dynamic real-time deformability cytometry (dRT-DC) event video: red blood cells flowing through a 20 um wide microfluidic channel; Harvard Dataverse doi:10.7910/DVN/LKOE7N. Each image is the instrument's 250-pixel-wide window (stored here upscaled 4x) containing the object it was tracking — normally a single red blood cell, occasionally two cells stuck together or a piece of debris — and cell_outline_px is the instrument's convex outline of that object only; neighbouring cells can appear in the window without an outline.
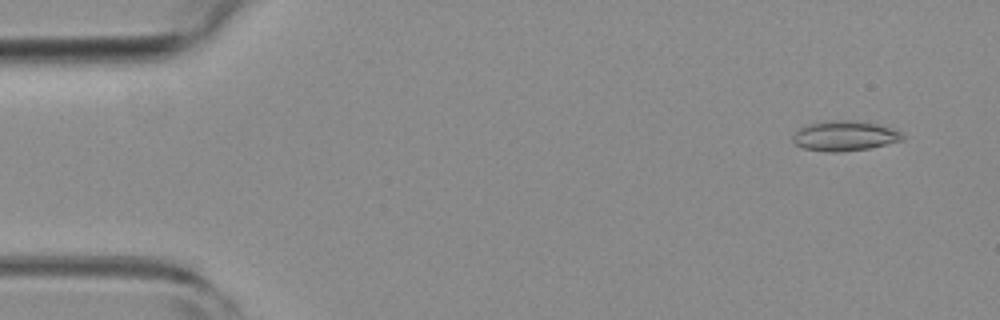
{"species": "common noctule bat (a hibernating species)", "species_latin": "Nyctalus noctula", "temperature_condition": "room temperature", "stored_images_in_passage": 15, "camera_frame_rate_fps": 3000, "um_per_image_px": 0.085, "animal": {"sex": "female", "body_mass_g": 19.3, "forearm_length_mm": 54.1}, "frame": {"image": 1, "passage_image": 4, "time_ms": 1.0, "image_size_px": [1000, 320], "cell_outline_px": [[904, 140], [868, 148], [840, 152], [828, 152], [804, 148], [796, 144], [792, 140], [792, 136], [800, 128], [808, 124], [832, 120], [856, 120], [876, 124], [892, 128], [900, 132], [904, 136]], "centroid_in_image_um": [71.8, 11.54], "position_along_channel_um": 13.2, "area_um2": 19.07}}
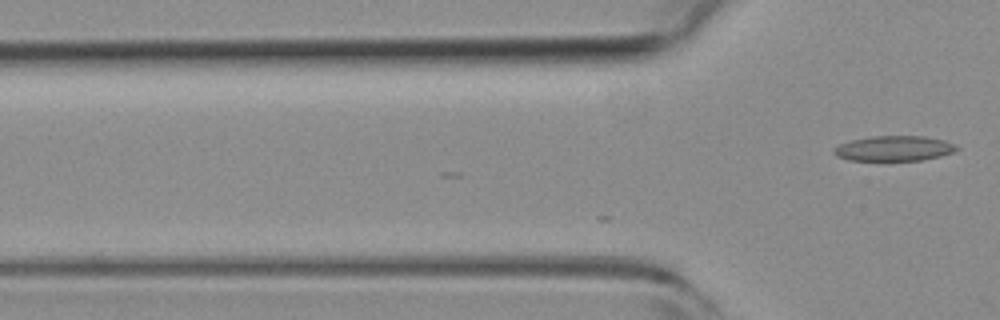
{"frame": {"image": 2, "passage_image": 15, "time_ms": 4.667, "image_size_px": [1000, 320], "cell_outline_px": [[960, 148], [956, 152], [924, 160], [848, 160], [836, 156], [832, 152], [832, 148], [840, 144], [852, 140], [872, 136], [924, 136], [944, 140], [956, 144]], "centroid_in_image_um": [76.02, 12.61], "position_along_channel_um": 49.8, "area_um2": 18.15}}